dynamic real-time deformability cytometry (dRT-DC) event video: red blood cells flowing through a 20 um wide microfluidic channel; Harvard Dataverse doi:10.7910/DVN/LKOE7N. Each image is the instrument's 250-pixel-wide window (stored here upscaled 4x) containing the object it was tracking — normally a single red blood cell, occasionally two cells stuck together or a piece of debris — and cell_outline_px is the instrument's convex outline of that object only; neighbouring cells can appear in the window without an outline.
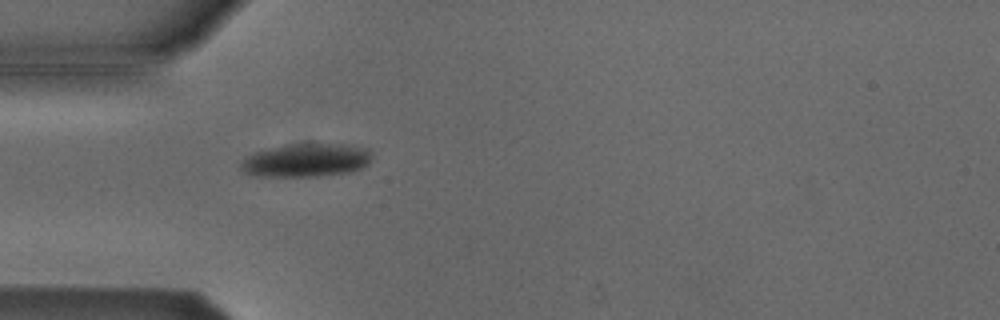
{"species": "Egyptian fruit bat (a non-hibernating species)", "species_latin": "Rousettus aegyptiacus", "temperature_condition": "cold", "stored_images_in_passage": 41, "camera_frame_rate_fps": 3000, "um_per_image_px": 0.085, "animal": {"sex": "male"}, "frame": {"image": 1, "passage_image": 3, "time_ms": 0.667, "image_size_px": [1000, 320], "cell_outline_px": [[372, 156], [368, 164], [352, 172], [320, 176], [256, 176], [244, 172], [240, 168], [240, 164], [248, 156], [256, 152], [268, 148], [288, 144], [352, 144], [368, 148], [372, 152]], "centroid_in_image_um": [26.08, 13.61], "position_along_channel_um": 58.9, "area_um2": 25.61}}
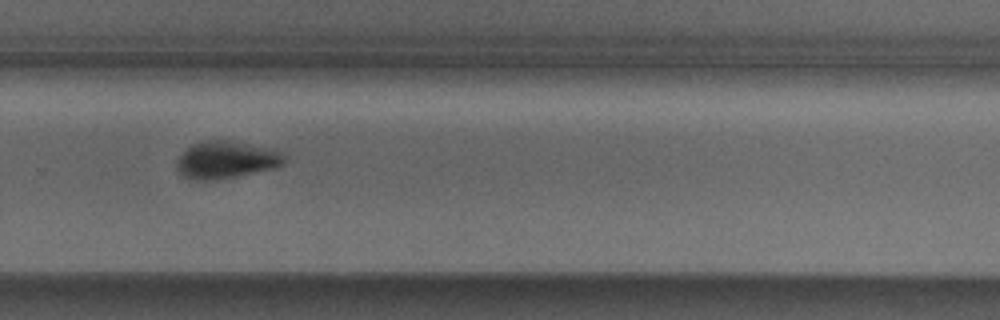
{"frame": {"image": 2, "passage_image": 23, "time_ms": 7.333, "image_size_px": [1000, 320], "cell_outline_px": [[288, 160], [284, 164], [276, 168], [220, 180], [188, 180], [176, 168], [176, 160], [192, 144], [204, 140], [224, 140], [276, 148]], "centroid_in_image_um": [19.26, 13.6], "position_along_channel_um": 310.5, "area_um2": 23.81}}
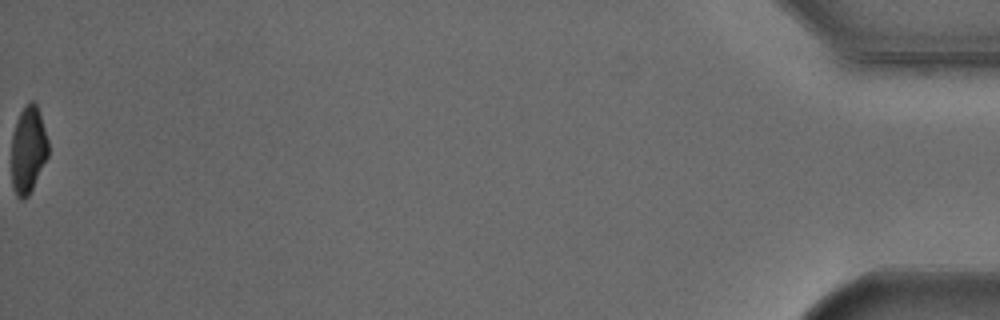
{"frame": {"image": 3, "passage_image": 41, "time_ms": 13.333, "image_size_px": [1000, 320], "cell_outline_px": [[48, 156], [28, 196], [24, 200], [20, 200], [16, 196], [12, 184], [12, 136], [16, 120], [24, 104], [32, 100], [36, 104], [40, 112], [48, 140]], "centroid_in_image_um": [2.39, 12.71], "position_along_channel_um": 432.8, "area_um2": 18.73}, "authors_computed_cell_mechanics": {"area_um2": 24.6806, "velocity_mm_per_s": 3.8254, "shape_relaxation_time_tau1_ms": 4.8189, "shape_relaxation_time_tau2_ms": null, "deformation_change_tau1": 0.136, "deformation_change_tau2": null}}